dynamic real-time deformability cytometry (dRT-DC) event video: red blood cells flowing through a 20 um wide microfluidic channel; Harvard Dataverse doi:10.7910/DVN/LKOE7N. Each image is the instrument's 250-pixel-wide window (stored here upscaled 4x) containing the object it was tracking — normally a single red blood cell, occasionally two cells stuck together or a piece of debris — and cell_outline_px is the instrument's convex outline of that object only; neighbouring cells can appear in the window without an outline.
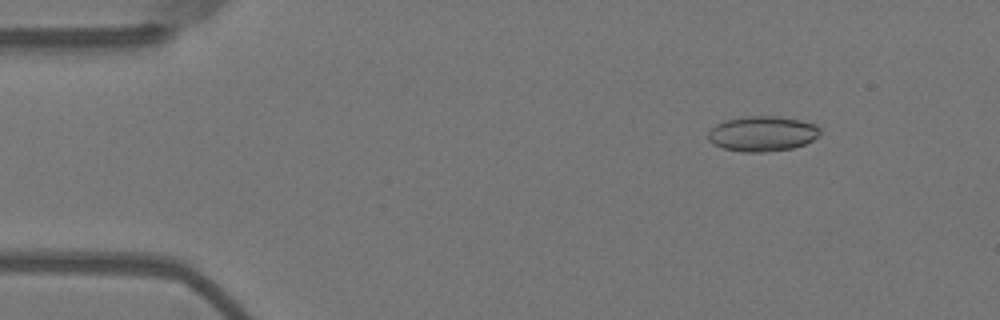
{"species": "Egyptian fruit bat (a non-hibernating species)", "species_latin": "Rousettus aegyptiacus", "temperature_condition": "warm", "stored_images_in_passage": 14, "camera_frame_rate_fps": 3000, "um_per_image_px": 0.085, "animal": {"sex": "female"}, "frame": {"image": 1, "passage_image": 7, "time_ms": 2.0, "image_size_px": [1000, 320], "cell_outline_px": [[820, 132], [812, 140], [804, 144], [792, 148], [764, 152], [744, 152], [724, 148], [712, 144], [708, 140], [708, 132], [716, 124], [724, 120], [748, 116], [776, 116], [800, 120], [816, 124], [820, 128]], "centroid_in_image_um": [64.78, 11.36], "position_along_channel_um": 20.2, "area_um2": 22.89}}